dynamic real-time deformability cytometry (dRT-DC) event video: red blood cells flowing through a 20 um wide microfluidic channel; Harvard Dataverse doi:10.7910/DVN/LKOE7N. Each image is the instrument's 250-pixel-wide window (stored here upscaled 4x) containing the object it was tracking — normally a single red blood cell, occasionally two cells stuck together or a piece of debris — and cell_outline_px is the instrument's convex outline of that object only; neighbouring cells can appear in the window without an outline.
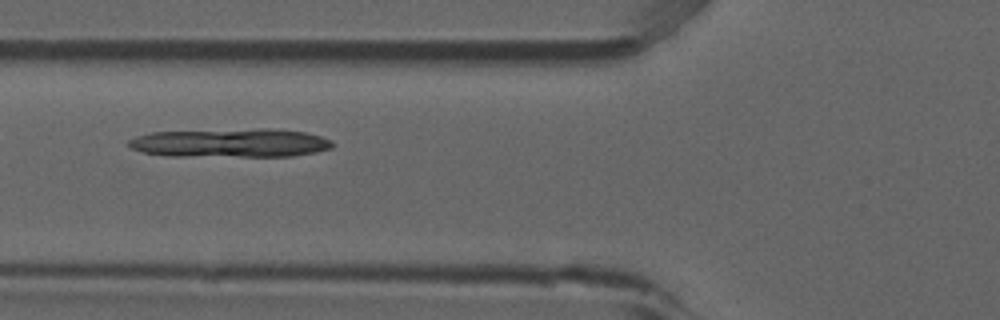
{"species": "common noctule bat (a hibernating species)", "species_latin": "Nyctalus noctula", "temperature_condition": "room temperature", "stored_images_in_passage": 8, "camera_frame_rate_fps": 3000, "um_per_image_px": 0.085, "animal": {"sex": "male", "forearm_length_mm": 52.5}, "frame": {"image": 1, "passage_image": 5, "time_ms": 1.333, "image_size_px": [1000, 320], "cell_outline_px": [[332, 148], [316, 152], [292, 156], [168, 156], [144, 152], [132, 148], [128, 144], [128, 140], [136, 136], [152, 132], [260, 128], [268, 128], [308, 132], [332, 140]], "centroid_in_image_um": [19.62, 12.14], "position_along_channel_um": 106.2, "area_um2": 34.28}}
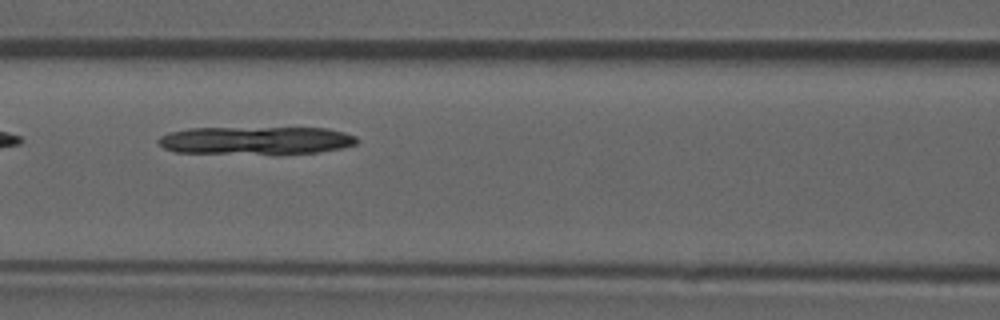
{"frame": {"image": 2, "passage_image": 6, "time_ms": 1.667, "image_size_px": [1000, 320], "cell_outline_px": [[360, 140], [356, 144], [340, 148], [316, 152], [276, 156], [176, 152], [164, 148], [156, 140], [160, 136], [168, 132], [188, 128], [328, 128], [344, 132], [356, 136]], "centroid_in_image_um": [21.75, 11.97], "position_along_channel_um": 144.8, "area_um2": 33.47}}